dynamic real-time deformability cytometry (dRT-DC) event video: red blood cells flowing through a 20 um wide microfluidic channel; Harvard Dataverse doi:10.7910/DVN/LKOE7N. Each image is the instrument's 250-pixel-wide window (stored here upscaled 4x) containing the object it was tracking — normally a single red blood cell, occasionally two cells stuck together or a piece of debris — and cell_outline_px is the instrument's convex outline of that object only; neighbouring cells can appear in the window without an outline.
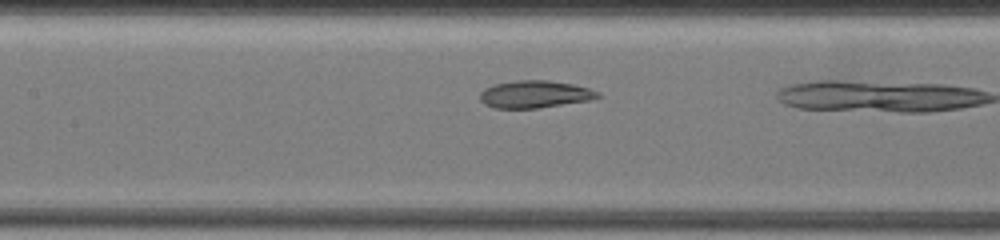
{"species": "common noctule bat (a hibernating species)", "species_latin": "Nyctalus noctula", "temperature_condition": "warm", "stored_images_in_passage": 19, "camera_frame_rate_fps": 3000, "um_per_image_px": 0.085, "animal": {"sex": "female", "body_mass_g": 19.5, "forearm_length_mm": 54.1}, "frame": {"image": 1, "passage_image": 10, "time_ms": 3.0, "image_size_px": [1000, 240], "cell_outline_px": [[600, 96], [592, 100], [540, 108], [496, 108], [484, 104], [480, 100], [480, 92], [484, 88], [496, 84], [516, 80], [548, 80], [572, 84], [588, 88], [600, 92]], "centroid_in_image_um": [45.47, 8.01], "position_along_channel_um": 161.9, "area_um2": 18.84}}